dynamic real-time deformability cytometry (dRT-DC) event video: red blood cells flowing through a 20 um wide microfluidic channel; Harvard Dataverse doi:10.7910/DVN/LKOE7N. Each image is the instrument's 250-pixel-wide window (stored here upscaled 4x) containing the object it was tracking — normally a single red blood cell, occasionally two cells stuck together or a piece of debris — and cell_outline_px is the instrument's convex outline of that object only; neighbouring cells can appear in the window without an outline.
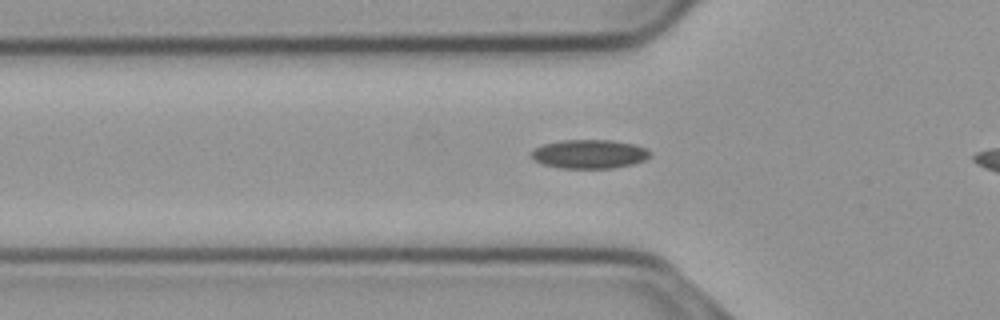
{"species": "common noctule bat (a hibernating species)", "species_latin": "Nyctalus noctula", "temperature_condition": "cold", "stored_images_in_passage": 30, "camera_frame_rate_fps": 3000, "um_per_image_px": 0.085, "animal": {"sex": "male", "body_mass_g": 23.1, "forearm_length_mm": 52.7}, "frame": {"image": 1, "passage_image": 3, "time_ms": 0.667, "image_size_px": [1000, 320], "cell_outline_px": [[648, 156], [644, 160], [632, 164], [612, 168], [560, 168], [544, 164], [532, 160], [532, 152], [536, 148], [544, 144], [560, 140], [612, 140], [636, 144], [644, 148], [648, 152]], "centroid_in_image_um": [50.07, 13.09], "position_along_channel_um": 75.7, "area_um2": 19.77}}
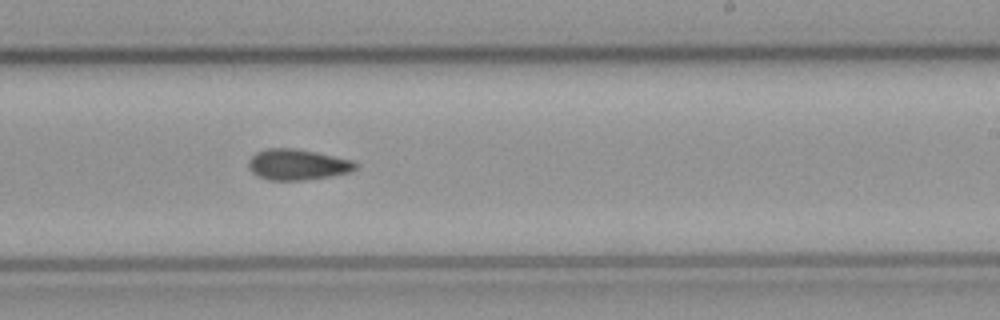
{"frame": {"image": 2, "passage_image": 18, "time_ms": 5.667, "image_size_px": [1000, 320], "cell_outline_px": [[356, 168], [348, 172], [328, 176], [304, 180], [268, 180], [252, 172], [248, 168], [248, 160], [256, 152], [268, 148], [292, 148], [352, 160], [356, 164]], "centroid_in_image_um": [25.22, 13.99], "position_along_channel_um": 263.8, "area_um2": 18.79}}
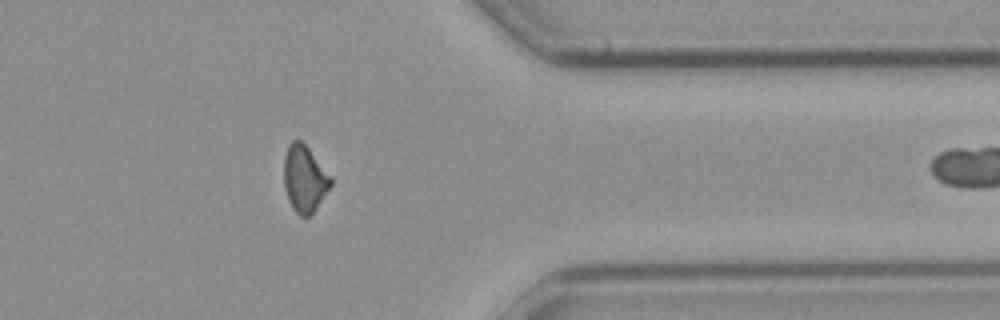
{"frame": {"image": 3, "passage_image": 29, "time_ms": 9.333, "image_size_px": [1000, 320], "cell_outline_px": [[332, 184], [312, 212], [308, 216], [300, 216], [292, 208], [288, 200], [284, 188], [284, 156], [288, 144], [292, 140], [300, 140], [308, 148], [332, 176]], "centroid_in_image_um": [25.86, 15.17], "position_along_channel_um": 385.5, "area_um2": 18.09}}